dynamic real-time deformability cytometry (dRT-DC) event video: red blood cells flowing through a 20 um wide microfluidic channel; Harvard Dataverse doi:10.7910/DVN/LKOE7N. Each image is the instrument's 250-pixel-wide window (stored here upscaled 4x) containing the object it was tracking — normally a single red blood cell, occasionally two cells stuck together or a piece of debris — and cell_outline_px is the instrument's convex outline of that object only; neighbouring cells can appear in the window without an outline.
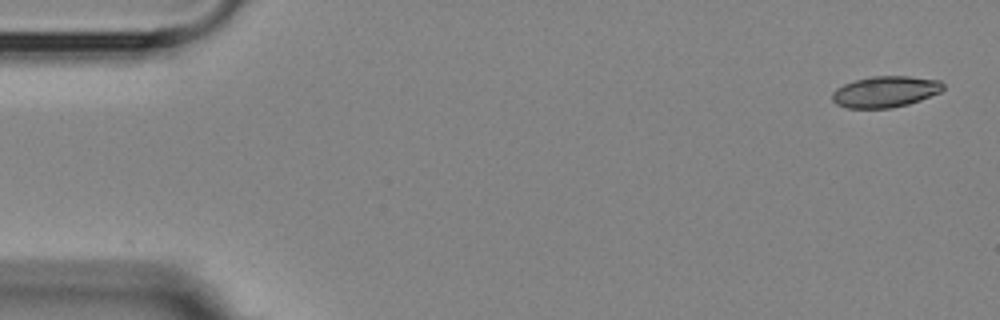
{"species": "Egyptian fruit bat (a non-hibernating species)", "species_latin": "Rousettus aegyptiacus", "temperature_condition": "room temperature", "stored_images_in_passage": 5, "camera_frame_rate_fps": 3000, "um_per_image_px": 0.085, "animal": {"sex": "female"}, "frame": {"image": 1, "passage_image": 1, "time_ms": 0.0, "image_size_px": [1000, 320], "cell_outline_px": [[944, 88], [940, 92], [920, 100], [908, 104], [888, 108], [848, 108], [836, 104], [832, 100], [832, 92], [836, 88], [844, 84], [856, 80], [872, 76], [908, 76], [940, 80], [944, 84]], "centroid_in_image_um": [75.25, 7.79], "position_along_channel_um": 9.8, "area_um2": 20.11}}
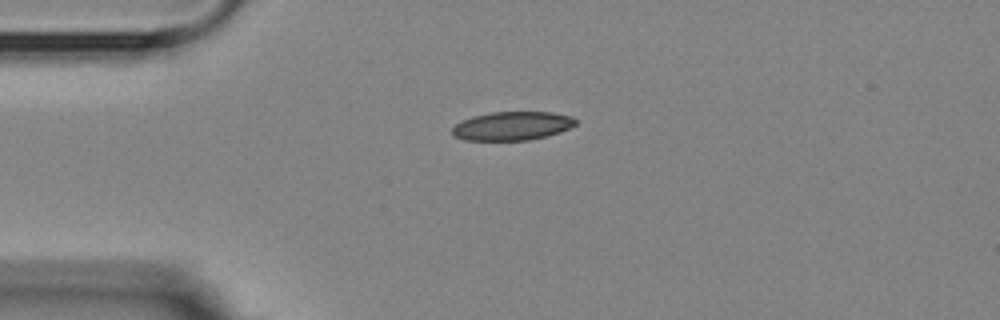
{"frame": {"image": 2, "passage_image": 4, "time_ms": 3.667, "image_size_px": [1000, 320], "cell_outline_px": [[576, 124], [560, 132], [548, 136], [528, 140], [464, 140], [456, 136], [452, 132], [452, 128], [460, 120], [472, 116], [492, 112], [552, 112], [572, 116], [576, 120]], "centroid_in_image_um": [43.54, 10.7], "position_along_channel_um": 41.5, "area_um2": 20.63}}